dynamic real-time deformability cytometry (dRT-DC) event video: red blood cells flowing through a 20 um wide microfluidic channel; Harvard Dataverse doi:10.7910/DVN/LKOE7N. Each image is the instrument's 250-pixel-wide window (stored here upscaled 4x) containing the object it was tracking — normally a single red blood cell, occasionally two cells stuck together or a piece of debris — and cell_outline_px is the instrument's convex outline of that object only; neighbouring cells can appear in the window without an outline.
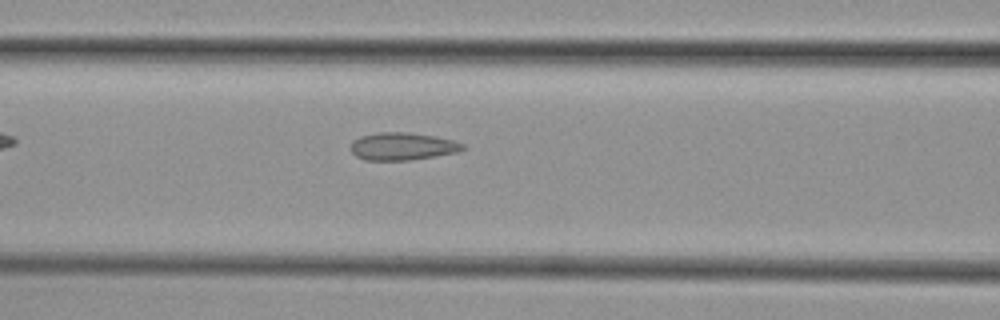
{"species": "common noctule bat (a hibernating species)", "species_latin": "Nyctalus noctula", "temperature_condition": "cold", "stored_images_in_passage": 40, "camera_frame_rate_fps": 3000, "um_per_image_px": 0.085, "animal": {"sex": "female", "body_mass_g": 29.2, "forearm_length_mm": 56.3}, "frame": {"image": 1, "passage_image": 8, "time_ms": 2.333, "image_size_px": [1000, 320], "cell_outline_px": [[464, 148], [460, 152], [408, 160], [364, 160], [356, 156], [348, 148], [352, 140], [360, 136], [380, 132], [408, 132], [436, 136], [452, 140], [464, 144]], "centroid_in_image_um": [34.17, 12.43], "position_along_channel_um": 132.4, "area_um2": 18.15}}
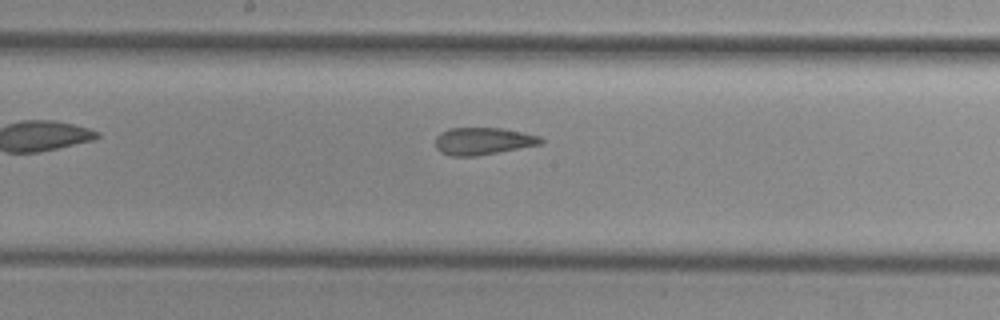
{"frame": {"image": 2, "passage_image": 14, "time_ms": 4.333, "image_size_px": [1000, 320], "cell_outline_px": [[544, 140], [540, 144], [476, 156], [448, 156], [440, 152], [436, 148], [436, 136], [440, 132], [448, 128], [500, 128], [540, 136]], "centroid_in_image_um": [40.99, 11.99], "position_along_channel_um": 207.2, "area_um2": 16.65}}
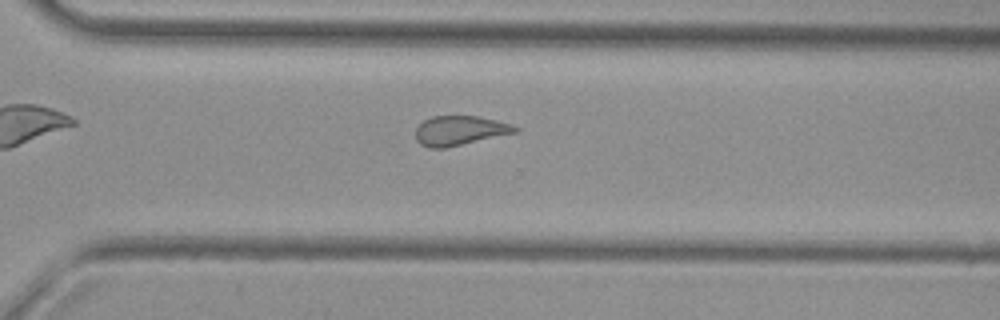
{"frame": {"image": 3, "passage_image": 24, "time_ms": 7.667, "image_size_px": [1000, 320], "cell_outline_px": [[520, 128], [516, 132], [444, 148], [428, 148], [420, 144], [416, 140], [416, 128], [424, 120], [432, 116], [476, 116], [496, 120], [512, 124]], "centroid_in_image_um": [39.06, 11.09], "position_along_channel_um": 331.5, "area_um2": 16.94}, "authors_computed_cell_mechanics": {"area_um2": 17.8313, "velocity_mm_per_s": 3.7419, "shape_relaxation_time_tau1_ms": null, "shape_relaxation_time_tau2_ms": 1.6752, "deformation_change_tau1": null, "deformation_change_tau2": 0.0757}}